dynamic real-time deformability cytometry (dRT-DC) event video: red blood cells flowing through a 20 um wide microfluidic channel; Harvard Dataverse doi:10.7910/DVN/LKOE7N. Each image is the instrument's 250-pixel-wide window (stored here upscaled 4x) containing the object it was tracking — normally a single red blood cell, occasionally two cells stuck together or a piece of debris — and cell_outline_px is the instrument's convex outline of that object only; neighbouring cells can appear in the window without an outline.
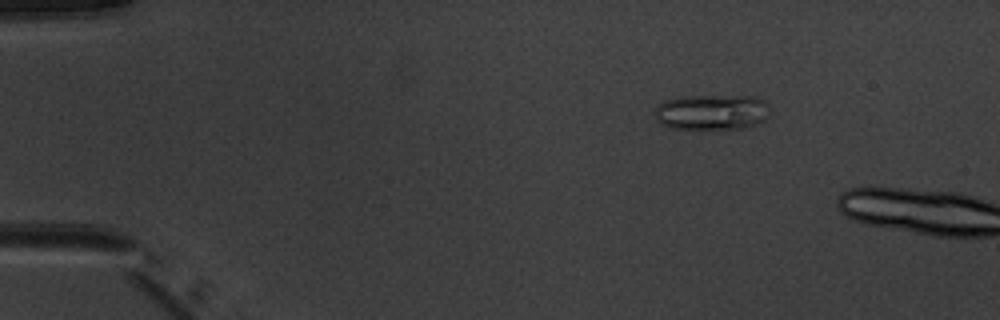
{"species": "common noctule bat (a hibernating species)", "species_latin": "Nyctalus noctula", "temperature_condition": "warm", "stored_images_in_passage": 4, "camera_frame_rate_fps": 3000, "um_per_image_px": 0.085, "animal": {"sex": "male", "body_mass_g": 20.1, "forearm_length_mm": 53.5}, "frame": {"image": 1, "passage_image": 3, "time_ms": 2.333, "image_size_px": [1000, 320], "cell_outline_px": [[768, 116], [764, 120], [756, 124], [744, 128], [668, 128], [660, 124], [656, 120], [656, 108], [660, 104], [668, 100], [680, 96], [752, 96], [764, 100], [768, 104]], "centroid_in_image_um": [60.51, 9.52], "position_along_channel_um": 24.5, "area_um2": 23.64}}